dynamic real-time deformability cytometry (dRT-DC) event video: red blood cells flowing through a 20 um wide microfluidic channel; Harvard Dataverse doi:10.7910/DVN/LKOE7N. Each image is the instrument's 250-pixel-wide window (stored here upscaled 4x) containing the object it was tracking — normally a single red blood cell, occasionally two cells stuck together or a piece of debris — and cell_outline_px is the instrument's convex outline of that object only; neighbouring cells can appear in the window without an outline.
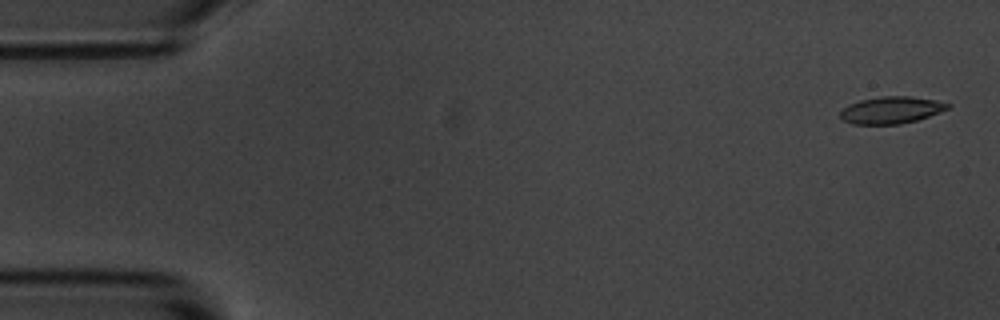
{"species": "common noctule bat (a hibernating species)", "species_latin": "Nyctalus noctula", "temperature_condition": "room temperature", "stored_images_in_passage": 5, "camera_frame_rate_fps": 3000, "um_per_image_px": 0.085, "animal": {"sex": "male", "body_mass_g": 20.1, "forearm_length_mm": 53.5}, "frame": {"image": 1, "passage_image": 1, "time_ms": 0.0, "image_size_px": [1000, 320], "cell_outline_px": [[952, 108], [916, 120], [900, 124], [852, 124], [844, 120], [840, 116], [840, 112], [848, 104], [860, 100], [880, 96], [908, 96], [936, 100], [952, 104]], "centroid_in_image_um": [75.78, 9.35], "position_along_channel_um": 9.2, "area_um2": 16.94}}
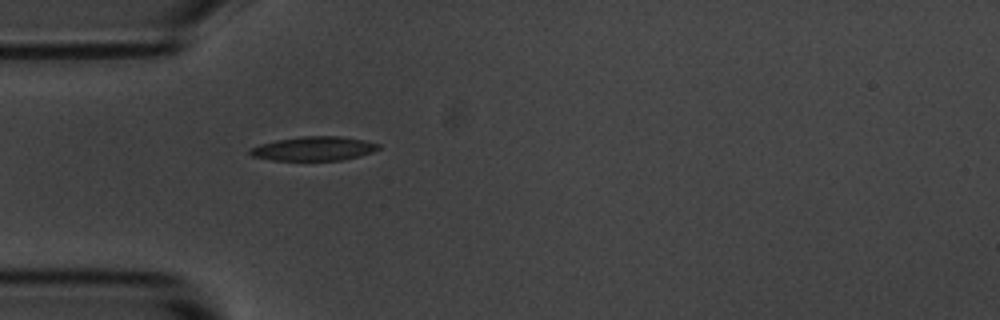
{"frame": {"image": 2, "passage_image": 5, "time_ms": 4.667, "image_size_px": [1000, 320], "cell_outline_px": [[380, 148], [372, 152], [360, 156], [340, 160], [272, 160], [252, 156], [248, 152], [248, 148], [260, 144], [276, 140], [304, 136], [340, 136], [364, 140], [380, 144]], "centroid_in_image_um": [26.66, 12.63], "position_along_channel_um": 58.3, "area_um2": 18.03}}